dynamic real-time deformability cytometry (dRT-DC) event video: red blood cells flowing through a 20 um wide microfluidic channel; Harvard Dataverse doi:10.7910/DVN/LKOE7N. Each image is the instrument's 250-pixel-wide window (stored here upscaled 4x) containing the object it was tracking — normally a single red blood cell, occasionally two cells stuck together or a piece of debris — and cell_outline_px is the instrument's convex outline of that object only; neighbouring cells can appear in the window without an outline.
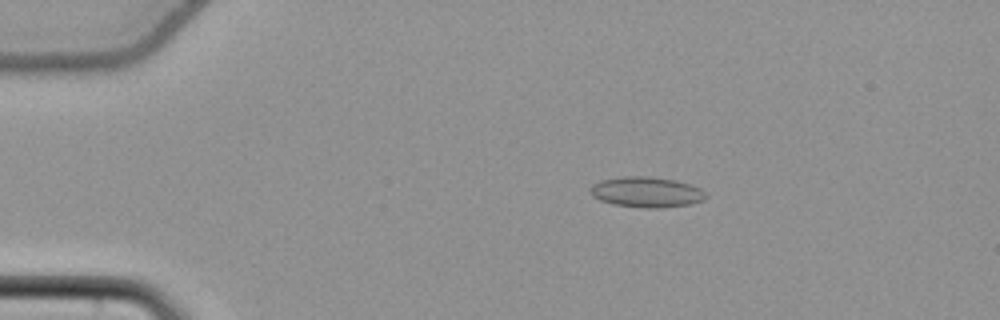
{"species": "common noctule bat (a hibernating species)", "species_latin": "Nyctalus noctula", "temperature_condition": "cold", "stored_images_in_passage": 29, "camera_frame_rate_fps": 3000, "um_per_image_px": 0.085, "animal": {"sex": "female", "body_mass_g": 22.7, "forearm_length_mm": 54.2}, "frame": {"image": 1, "passage_image": 9, "time_ms": 2.667, "image_size_px": [1000, 320], "cell_outline_px": [[708, 196], [704, 200], [688, 204], [660, 208], [644, 208], [612, 204], [600, 200], [592, 196], [588, 192], [588, 188], [592, 184], [600, 180], [624, 176], [648, 176], [676, 180], [700, 188]], "centroid_in_image_um": [54.9, 16.32], "position_along_channel_um": 30.1, "area_um2": 20.69}}
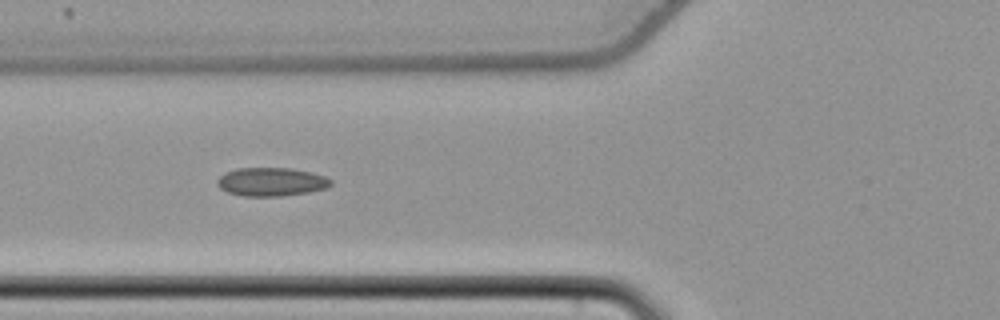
{"frame": {"image": 2, "passage_image": 20, "time_ms": 6.333, "image_size_px": [1000, 320], "cell_outline_px": [[332, 184], [328, 188], [308, 192], [280, 196], [244, 196], [228, 192], [220, 188], [216, 184], [216, 180], [224, 172], [236, 168], [292, 168], [312, 172], [324, 176], [332, 180]], "centroid_in_image_um": [23.05, 15.45], "position_along_channel_um": 102.7, "area_um2": 19.02}}
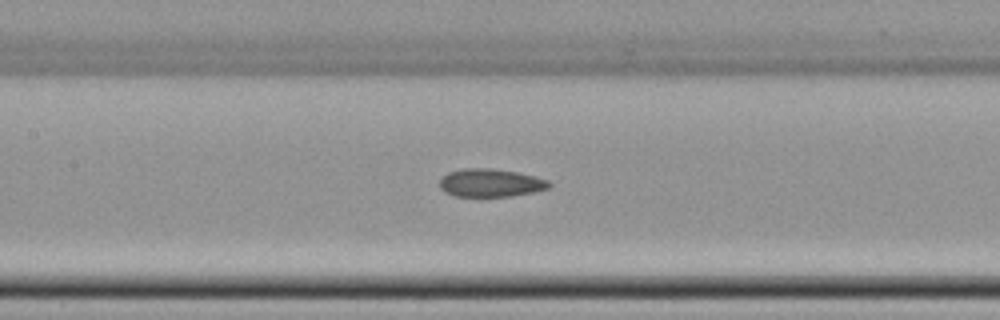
{"frame": {"image": 3, "passage_image": 25, "time_ms": 8.0, "image_size_px": [1000, 320], "cell_outline_px": [[552, 184], [548, 188], [532, 192], [512, 196], [452, 196], [444, 192], [440, 188], [440, 180], [448, 172], [464, 168], [488, 168], [516, 172], [536, 176], [548, 180]], "centroid_in_image_um": [41.69, 15.54], "position_along_channel_um": 165.7, "area_um2": 17.86}}